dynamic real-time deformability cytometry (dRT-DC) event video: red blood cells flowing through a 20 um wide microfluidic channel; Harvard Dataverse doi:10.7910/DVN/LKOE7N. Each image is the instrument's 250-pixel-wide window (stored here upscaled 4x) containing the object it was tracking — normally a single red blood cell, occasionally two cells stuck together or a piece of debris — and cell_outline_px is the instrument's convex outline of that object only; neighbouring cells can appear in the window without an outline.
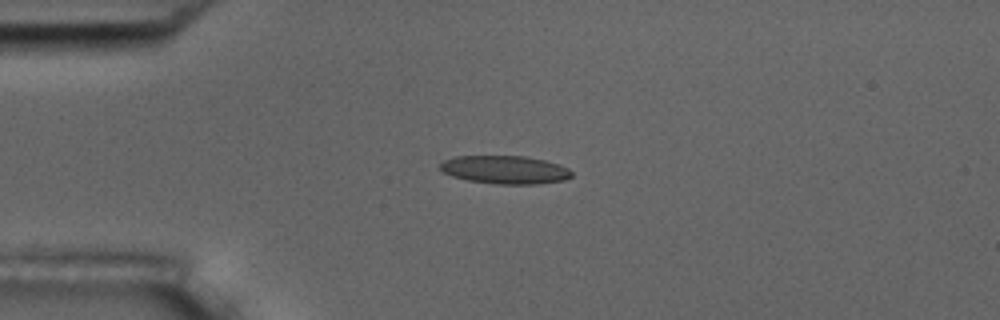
{"species": "common noctule bat (a hibernating species)", "species_latin": "Nyctalus noctula", "temperature_condition": "room temperature", "stored_images_in_passage": 3, "camera_frame_rate_fps": 3000, "um_per_image_px": 0.085, "animal": {"sex": "male", "body_mass_g": 17.5, "forearm_length_mm": 52.3}, "frame": {"image": 1, "passage_image": 1, "time_ms": 0.0, "image_size_px": [1000, 320], "cell_outline_px": [[572, 176], [564, 180], [536, 184], [496, 184], [468, 180], [452, 176], [444, 172], [440, 168], [440, 164], [444, 160], [456, 156], [524, 156], [544, 160], [560, 164], [568, 168], [572, 172]], "centroid_in_image_um": [42.94, 14.43], "position_along_channel_um": 42.1, "area_um2": 21.56}}